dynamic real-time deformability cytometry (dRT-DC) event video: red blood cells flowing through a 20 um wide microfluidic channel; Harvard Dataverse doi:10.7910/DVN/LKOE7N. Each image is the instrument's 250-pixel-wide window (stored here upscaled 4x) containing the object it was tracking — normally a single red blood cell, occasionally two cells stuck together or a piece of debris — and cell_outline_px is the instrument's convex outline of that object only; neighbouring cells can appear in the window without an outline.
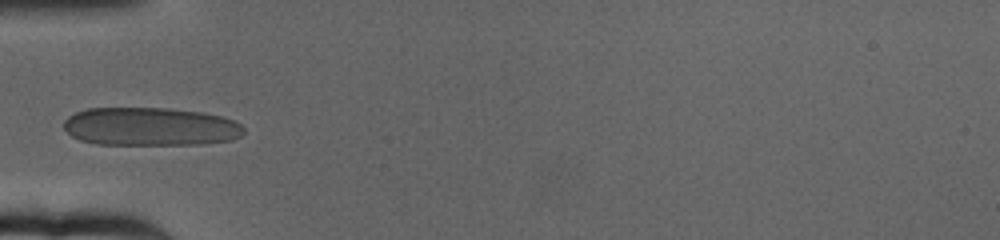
{"species": "human", "species_latin": "Homo sapiens", "temperature_condition": "cold", "stored_images_in_passage": 43, "camera_frame_rate_fps": 3000, "um_per_image_px": 0.085, "donor": {"sex": "female"}, "frame": {"image": 1, "passage_image": 1, "time_ms": 0.0, "image_size_px": [1000, 240], "cell_outline_px": [[244, 132], [240, 136], [232, 140], [204, 144], [96, 144], [80, 140], [72, 136], [64, 128], [64, 120], [68, 116], [76, 112], [88, 108], [168, 108], [204, 112], [220, 116], [232, 120], [240, 124], [244, 128]], "centroid_in_image_um": [12.78, 10.76], "position_along_channel_um": 72.2, "area_um2": 40.29}}
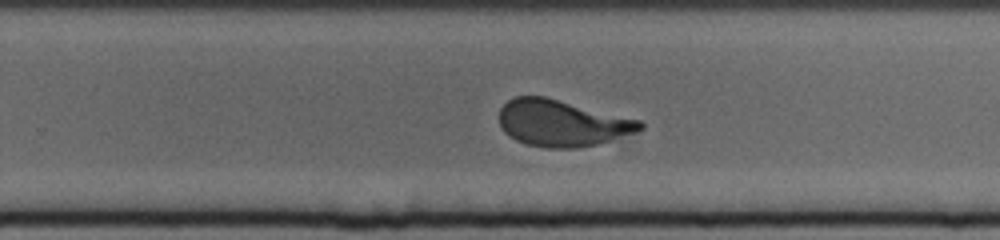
{"frame": {"image": 2, "passage_image": 21, "time_ms": 6.667, "image_size_px": [1000, 240], "cell_outline_px": [[644, 128], [600, 144], [576, 148], [544, 148], [528, 144], [516, 140], [508, 136], [500, 128], [500, 108], [508, 100], [516, 96], [544, 96], [640, 120], [644, 124]], "centroid_in_image_um": [47.73, 10.47], "position_along_channel_um": 282.1, "area_um2": 38.03}}
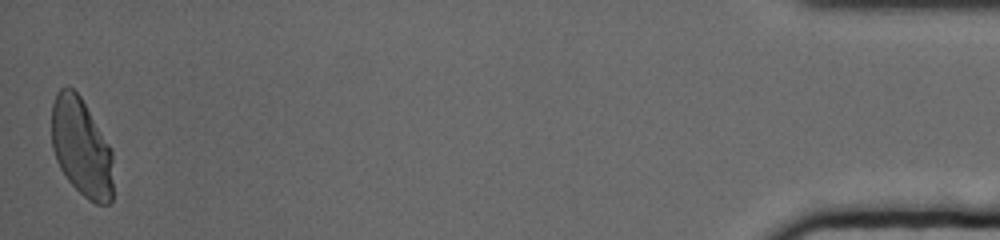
{"frame": {"image": 3, "passage_image": 43, "time_ms": 14.0, "image_size_px": [1000, 240], "cell_outline_px": [[112, 200], [108, 204], [96, 204], [88, 200], [68, 180], [60, 168], [56, 160], [52, 148], [52, 104], [56, 92], [60, 88], [72, 88], [80, 96], [112, 148]], "centroid_in_image_um": [6.92, 12.53], "position_along_channel_um": 428.3, "area_um2": 35.32}, "authors_computed_cell_mechanics": {"area_um2": 38.8416, "velocity_mm_per_s": 3.1453, "shape_relaxation_time_tau1_ms": 5.7177, "shape_relaxation_time_tau2_ms": null, "deformation_change_tau1": 0.176, "deformation_change_tau2": null}}